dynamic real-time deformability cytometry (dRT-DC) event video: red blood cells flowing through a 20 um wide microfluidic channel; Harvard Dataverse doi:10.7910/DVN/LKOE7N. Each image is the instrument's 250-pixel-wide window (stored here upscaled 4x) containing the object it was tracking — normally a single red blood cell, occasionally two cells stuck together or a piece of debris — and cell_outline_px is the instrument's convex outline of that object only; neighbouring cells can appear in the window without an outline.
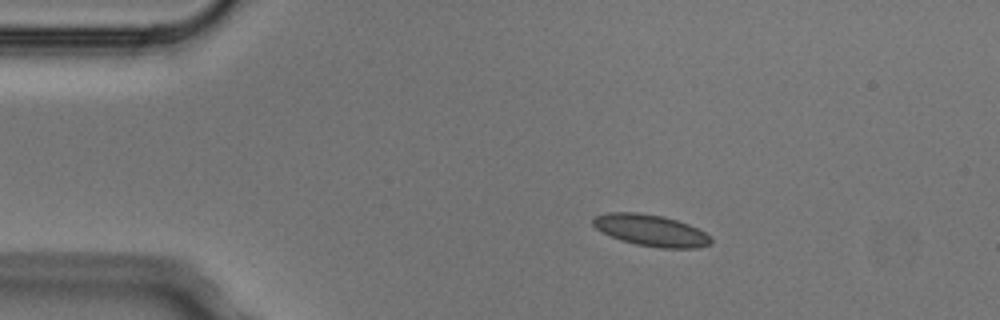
{"species": "Egyptian fruit bat (a non-hibernating species)", "species_latin": "Rousettus aegyptiacus", "temperature_condition": "cold", "stored_images_in_passage": 2, "camera_frame_rate_fps": 3000, "um_per_image_px": 0.085, "animal": {"sex": "male"}, "frame": {"image": 1, "passage_image": 1, "time_ms": 0.0, "image_size_px": [1000, 320], "cell_outline_px": [[712, 244], [700, 248], [660, 248], [636, 244], [620, 240], [596, 228], [592, 224], [592, 220], [596, 216], [608, 212], [636, 212], [664, 216], [688, 224], [712, 236]], "centroid_in_image_um": [55.37, 19.59], "position_along_channel_um": 29.6, "area_um2": 21.68}}